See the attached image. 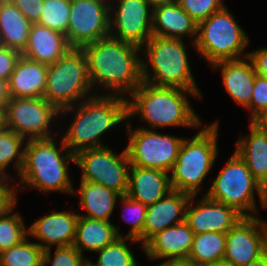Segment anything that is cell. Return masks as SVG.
Returning <instances> with one entry per match:
<instances>
[{"instance_id":"1","label":"cell","mask_w":267,"mask_h":266,"mask_svg":"<svg viewBox=\"0 0 267 266\" xmlns=\"http://www.w3.org/2000/svg\"><path fill=\"white\" fill-rule=\"evenodd\" d=\"M92 87L112 89L115 95L131 94L142 82L139 46L110 36L81 47Z\"/></svg>"},{"instance_id":"2","label":"cell","mask_w":267,"mask_h":266,"mask_svg":"<svg viewBox=\"0 0 267 266\" xmlns=\"http://www.w3.org/2000/svg\"><path fill=\"white\" fill-rule=\"evenodd\" d=\"M81 102L77 109L72 105L60 110L64 116L66 112L76 110L72 124L62 136L64 145L74 155L82 150L104 147L100 136L128 119L124 96L94 94Z\"/></svg>"},{"instance_id":"3","label":"cell","mask_w":267,"mask_h":266,"mask_svg":"<svg viewBox=\"0 0 267 266\" xmlns=\"http://www.w3.org/2000/svg\"><path fill=\"white\" fill-rule=\"evenodd\" d=\"M186 93L198 97L195 91L175 87H160L145 81L127 98L128 118L141 116L150 127L188 126L198 127L203 124L190 106ZM201 124V125H200Z\"/></svg>"},{"instance_id":"4","label":"cell","mask_w":267,"mask_h":266,"mask_svg":"<svg viewBox=\"0 0 267 266\" xmlns=\"http://www.w3.org/2000/svg\"><path fill=\"white\" fill-rule=\"evenodd\" d=\"M61 142L58 149L53 138L26 141L24 165L19 175L22 184L45 193L55 190L75 195L67 164L68 161L75 164V155L67 149L62 138ZM60 151L66 154L61 155Z\"/></svg>"},{"instance_id":"5","label":"cell","mask_w":267,"mask_h":266,"mask_svg":"<svg viewBox=\"0 0 267 266\" xmlns=\"http://www.w3.org/2000/svg\"><path fill=\"white\" fill-rule=\"evenodd\" d=\"M145 47L148 64L141 59L142 81L154 86L195 91L202 96L191 73L182 39L152 36ZM149 65L153 70L152 77L147 72Z\"/></svg>"},{"instance_id":"6","label":"cell","mask_w":267,"mask_h":266,"mask_svg":"<svg viewBox=\"0 0 267 266\" xmlns=\"http://www.w3.org/2000/svg\"><path fill=\"white\" fill-rule=\"evenodd\" d=\"M218 123L201 129L192 139H184L170 176L172 189L196 196L217 157Z\"/></svg>"},{"instance_id":"7","label":"cell","mask_w":267,"mask_h":266,"mask_svg":"<svg viewBox=\"0 0 267 266\" xmlns=\"http://www.w3.org/2000/svg\"><path fill=\"white\" fill-rule=\"evenodd\" d=\"M92 88L87 60L81 48L72 47L58 61L48 65L43 98L59 110L85 100Z\"/></svg>"},{"instance_id":"8","label":"cell","mask_w":267,"mask_h":266,"mask_svg":"<svg viewBox=\"0 0 267 266\" xmlns=\"http://www.w3.org/2000/svg\"><path fill=\"white\" fill-rule=\"evenodd\" d=\"M197 33L194 47L211 66L220 61L239 59L249 41L225 6L199 23Z\"/></svg>"},{"instance_id":"9","label":"cell","mask_w":267,"mask_h":266,"mask_svg":"<svg viewBox=\"0 0 267 266\" xmlns=\"http://www.w3.org/2000/svg\"><path fill=\"white\" fill-rule=\"evenodd\" d=\"M254 190L257 191L262 207L267 208L260 183L234 151L227 165L213 181L206 196L211 200L233 207L244 217H253L251 212H255L257 209Z\"/></svg>"},{"instance_id":"10","label":"cell","mask_w":267,"mask_h":266,"mask_svg":"<svg viewBox=\"0 0 267 266\" xmlns=\"http://www.w3.org/2000/svg\"><path fill=\"white\" fill-rule=\"evenodd\" d=\"M126 152L131 166L171 172L185 138L163 135L150 128L132 130L128 124Z\"/></svg>"},{"instance_id":"11","label":"cell","mask_w":267,"mask_h":266,"mask_svg":"<svg viewBox=\"0 0 267 266\" xmlns=\"http://www.w3.org/2000/svg\"><path fill=\"white\" fill-rule=\"evenodd\" d=\"M75 164L83 170L81 180L126 195L131 167L126 149L121 155L106 146L82 150L75 155Z\"/></svg>"},{"instance_id":"12","label":"cell","mask_w":267,"mask_h":266,"mask_svg":"<svg viewBox=\"0 0 267 266\" xmlns=\"http://www.w3.org/2000/svg\"><path fill=\"white\" fill-rule=\"evenodd\" d=\"M57 115L60 110L44 98L10 97L5 106V127L26 140L52 138L50 123Z\"/></svg>"},{"instance_id":"13","label":"cell","mask_w":267,"mask_h":266,"mask_svg":"<svg viewBox=\"0 0 267 266\" xmlns=\"http://www.w3.org/2000/svg\"><path fill=\"white\" fill-rule=\"evenodd\" d=\"M110 4L107 0H70L67 42L82 46L109 36Z\"/></svg>"},{"instance_id":"14","label":"cell","mask_w":267,"mask_h":266,"mask_svg":"<svg viewBox=\"0 0 267 266\" xmlns=\"http://www.w3.org/2000/svg\"><path fill=\"white\" fill-rule=\"evenodd\" d=\"M266 252L267 221L260 220L257 216L243 217L226 233L223 263L228 266H246Z\"/></svg>"},{"instance_id":"15","label":"cell","mask_w":267,"mask_h":266,"mask_svg":"<svg viewBox=\"0 0 267 266\" xmlns=\"http://www.w3.org/2000/svg\"><path fill=\"white\" fill-rule=\"evenodd\" d=\"M118 3L117 10L113 9L112 3L110 4L109 36L142 48L153 36L152 7L147 0H120ZM111 10L115 12L112 13ZM113 27L117 29L115 32L112 30Z\"/></svg>"},{"instance_id":"16","label":"cell","mask_w":267,"mask_h":266,"mask_svg":"<svg viewBox=\"0 0 267 266\" xmlns=\"http://www.w3.org/2000/svg\"><path fill=\"white\" fill-rule=\"evenodd\" d=\"M191 196L185 212V222L195 235L205 232L227 233L244 216L233 207L209 199L206 195L196 206L191 207Z\"/></svg>"},{"instance_id":"17","label":"cell","mask_w":267,"mask_h":266,"mask_svg":"<svg viewBox=\"0 0 267 266\" xmlns=\"http://www.w3.org/2000/svg\"><path fill=\"white\" fill-rule=\"evenodd\" d=\"M190 197L189 194L172 190L167 196L147 206L143 246L158 232L185 221L186 206Z\"/></svg>"},{"instance_id":"18","label":"cell","mask_w":267,"mask_h":266,"mask_svg":"<svg viewBox=\"0 0 267 266\" xmlns=\"http://www.w3.org/2000/svg\"><path fill=\"white\" fill-rule=\"evenodd\" d=\"M194 235L184 221L158 232L144 245L143 249L149 259L187 260Z\"/></svg>"},{"instance_id":"19","label":"cell","mask_w":267,"mask_h":266,"mask_svg":"<svg viewBox=\"0 0 267 266\" xmlns=\"http://www.w3.org/2000/svg\"><path fill=\"white\" fill-rule=\"evenodd\" d=\"M78 217L79 214L70 211H55L33 223L27 229L28 235L40 240L42 244L38 242L37 244L43 250L51 248V245L54 244L57 247L72 246Z\"/></svg>"},{"instance_id":"20","label":"cell","mask_w":267,"mask_h":266,"mask_svg":"<svg viewBox=\"0 0 267 266\" xmlns=\"http://www.w3.org/2000/svg\"><path fill=\"white\" fill-rule=\"evenodd\" d=\"M247 54H245V60L243 58L226 60L212 65L214 68H221L223 84L228 95L238 105L245 108L250 105L257 75L254 65Z\"/></svg>"},{"instance_id":"21","label":"cell","mask_w":267,"mask_h":266,"mask_svg":"<svg viewBox=\"0 0 267 266\" xmlns=\"http://www.w3.org/2000/svg\"><path fill=\"white\" fill-rule=\"evenodd\" d=\"M130 168L126 195L131 199L149 206L173 190L167 172L136 166Z\"/></svg>"},{"instance_id":"22","label":"cell","mask_w":267,"mask_h":266,"mask_svg":"<svg viewBox=\"0 0 267 266\" xmlns=\"http://www.w3.org/2000/svg\"><path fill=\"white\" fill-rule=\"evenodd\" d=\"M71 48L64 34L33 23L21 55L49 65L58 61Z\"/></svg>"},{"instance_id":"23","label":"cell","mask_w":267,"mask_h":266,"mask_svg":"<svg viewBox=\"0 0 267 266\" xmlns=\"http://www.w3.org/2000/svg\"><path fill=\"white\" fill-rule=\"evenodd\" d=\"M48 65L20 56L9 80L10 97L43 98Z\"/></svg>"},{"instance_id":"24","label":"cell","mask_w":267,"mask_h":266,"mask_svg":"<svg viewBox=\"0 0 267 266\" xmlns=\"http://www.w3.org/2000/svg\"><path fill=\"white\" fill-rule=\"evenodd\" d=\"M152 35L164 38L182 39L185 35L197 39L198 24L182 9L176 1L152 10Z\"/></svg>"},{"instance_id":"25","label":"cell","mask_w":267,"mask_h":266,"mask_svg":"<svg viewBox=\"0 0 267 266\" xmlns=\"http://www.w3.org/2000/svg\"><path fill=\"white\" fill-rule=\"evenodd\" d=\"M118 237H123V235L117 226L111 222L79 216L73 246L81 254L85 250L97 252L114 242Z\"/></svg>"},{"instance_id":"26","label":"cell","mask_w":267,"mask_h":266,"mask_svg":"<svg viewBox=\"0 0 267 266\" xmlns=\"http://www.w3.org/2000/svg\"><path fill=\"white\" fill-rule=\"evenodd\" d=\"M249 135V137H241L237 141L235 152L262 185L267 179V135L252 122H250Z\"/></svg>"},{"instance_id":"27","label":"cell","mask_w":267,"mask_h":266,"mask_svg":"<svg viewBox=\"0 0 267 266\" xmlns=\"http://www.w3.org/2000/svg\"><path fill=\"white\" fill-rule=\"evenodd\" d=\"M31 25L9 0L0 2V45L21 53L26 47Z\"/></svg>"},{"instance_id":"28","label":"cell","mask_w":267,"mask_h":266,"mask_svg":"<svg viewBox=\"0 0 267 266\" xmlns=\"http://www.w3.org/2000/svg\"><path fill=\"white\" fill-rule=\"evenodd\" d=\"M80 206L88 211V215H81L90 219L109 221L114 210L117 198L121 195L102 185L81 180Z\"/></svg>"},{"instance_id":"29","label":"cell","mask_w":267,"mask_h":266,"mask_svg":"<svg viewBox=\"0 0 267 266\" xmlns=\"http://www.w3.org/2000/svg\"><path fill=\"white\" fill-rule=\"evenodd\" d=\"M226 254V233L205 232L194 235L191 252L187 258L195 266L223 263Z\"/></svg>"},{"instance_id":"30","label":"cell","mask_w":267,"mask_h":266,"mask_svg":"<svg viewBox=\"0 0 267 266\" xmlns=\"http://www.w3.org/2000/svg\"><path fill=\"white\" fill-rule=\"evenodd\" d=\"M44 250L24 239L20 244L0 252V266H42Z\"/></svg>"},{"instance_id":"31","label":"cell","mask_w":267,"mask_h":266,"mask_svg":"<svg viewBox=\"0 0 267 266\" xmlns=\"http://www.w3.org/2000/svg\"><path fill=\"white\" fill-rule=\"evenodd\" d=\"M24 139V137L6 127L0 130V173L3 177L8 178V174L4 171L15 158L17 160H15L14 167L20 175L24 165V147L20 152Z\"/></svg>"},{"instance_id":"32","label":"cell","mask_w":267,"mask_h":266,"mask_svg":"<svg viewBox=\"0 0 267 266\" xmlns=\"http://www.w3.org/2000/svg\"><path fill=\"white\" fill-rule=\"evenodd\" d=\"M126 240L138 242V240L127 236L125 238L118 237L114 242L97 251L99 257L96 264L88 259V266H138Z\"/></svg>"},{"instance_id":"33","label":"cell","mask_w":267,"mask_h":266,"mask_svg":"<svg viewBox=\"0 0 267 266\" xmlns=\"http://www.w3.org/2000/svg\"><path fill=\"white\" fill-rule=\"evenodd\" d=\"M16 202L17 200L4 212L0 213V252L20 244L28 236V230L25 229L20 214L16 212L12 215L11 213Z\"/></svg>"},{"instance_id":"34","label":"cell","mask_w":267,"mask_h":266,"mask_svg":"<svg viewBox=\"0 0 267 266\" xmlns=\"http://www.w3.org/2000/svg\"><path fill=\"white\" fill-rule=\"evenodd\" d=\"M70 20V0H44L37 24L60 32L66 36Z\"/></svg>"},{"instance_id":"35","label":"cell","mask_w":267,"mask_h":266,"mask_svg":"<svg viewBox=\"0 0 267 266\" xmlns=\"http://www.w3.org/2000/svg\"><path fill=\"white\" fill-rule=\"evenodd\" d=\"M121 199L122 204H124V209L129 210V214L131 215L130 218L133 219H128L125 218V214H123L124 218L127 223H131L132 227L131 230L129 231L127 237L136 239L140 242H142V248L143 246V228H144V223H145V216H146V210L147 206L143 204L142 202L135 201L131 199L127 195H121L119 197ZM128 215V214H127Z\"/></svg>"},{"instance_id":"36","label":"cell","mask_w":267,"mask_h":266,"mask_svg":"<svg viewBox=\"0 0 267 266\" xmlns=\"http://www.w3.org/2000/svg\"><path fill=\"white\" fill-rule=\"evenodd\" d=\"M87 266L88 259L83 257L73 245L57 247L54 258L51 257V248L44 250L42 266Z\"/></svg>"},{"instance_id":"37","label":"cell","mask_w":267,"mask_h":266,"mask_svg":"<svg viewBox=\"0 0 267 266\" xmlns=\"http://www.w3.org/2000/svg\"><path fill=\"white\" fill-rule=\"evenodd\" d=\"M177 2L197 24L225 6L223 0H177Z\"/></svg>"},{"instance_id":"38","label":"cell","mask_w":267,"mask_h":266,"mask_svg":"<svg viewBox=\"0 0 267 266\" xmlns=\"http://www.w3.org/2000/svg\"><path fill=\"white\" fill-rule=\"evenodd\" d=\"M247 109L251 110L250 112L252 116L250 122L257 118L261 113L267 112V79L264 77L256 75L251 102Z\"/></svg>"},{"instance_id":"39","label":"cell","mask_w":267,"mask_h":266,"mask_svg":"<svg viewBox=\"0 0 267 266\" xmlns=\"http://www.w3.org/2000/svg\"><path fill=\"white\" fill-rule=\"evenodd\" d=\"M21 53L15 49L0 45V77L9 80Z\"/></svg>"},{"instance_id":"40","label":"cell","mask_w":267,"mask_h":266,"mask_svg":"<svg viewBox=\"0 0 267 266\" xmlns=\"http://www.w3.org/2000/svg\"><path fill=\"white\" fill-rule=\"evenodd\" d=\"M33 24L40 19L44 0H9Z\"/></svg>"},{"instance_id":"41","label":"cell","mask_w":267,"mask_h":266,"mask_svg":"<svg viewBox=\"0 0 267 266\" xmlns=\"http://www.w3.org/2000/svg\"><path fill=\"white\" fill-rule=\"evenodd\" d=\"M248 57L251 59L255 73L267 79V48H261L257 51L248 52Z\"/></svg>"},{"instance_id":"42","label":"cell","mask_w":267,"mask_h":266,"mask_svg":"<svg viewBox=\"0 0 267 266\" xmlns=\"http://www.w3.org/2000/svg\"><path fill=\"white\" fill-rule=\"evenodd\" d=\"M8 183H0V213L4 212L16 200V191L9 188Z\"/></svg>"},{"instance_id":"43","label":"cell","mask_w":267,"mask_h":266,"mask_svg":"<svg viewBox=\"0 0 267 266\" xmlns=\"http://www.w3.org/2000/svg\"><path fill=\"white\" fill-rule=\"evenodd\" d=\"M10 100L8 80L0 77V106H6Z\"/></svg>"},{"instance_id":"44","label":"cell","mask_w":267,"mask_h":266,"mask_svg":"<svg viewBox=\"0 0 267 266\" xmlns=\"http://www.w3.org/2000/svg\"><path fill=\"white\" fill-rule=\"evenodd\" d=\"M252 123L267 135V112L261 113Z\"/></svg>"},{"instance_id":"45","label":"cell","mask_w":267,"mask_h":266,"mask_svg":"<svg viewBox=\"0 0 267 266\" xmlns=\"http://www.w3.org/2000/svg\"><path fill=\"white\" fill-rule=\"evenodd\" d=\"M176 1L177 0H147L148 4L152 7V9L162 5L173 4Z\"/></svg>"},{"instance_id":"46","label":"cell","mask_w":267,"mask_h":266,"mask_svg":"<svg viewBox=\"0 0 267 266\" xmlns=\"http://www.w3.org/2000/svg\"><path fill=\"white\" fill-rule=\"evenodd\" d=\"M246 266H267V252L259 259L249 263Z\"/></svg>"},{"instance_id":"47","label":"cell","mask_w":267,"mask_h":266,"mask_svg":"<svg viewBox=\"0 0 267 266\" xmlns=\"http://www.w3.org/2000/svg\"><path fill=\"white\" fill-rule=\"evenodd\" d=\"M169 266H195L188 260H169Z\"/></svg>"},{"instance_id":"48","label":"cell","mask_w":267,"mask_h":266,"mask_svg":"<svg viewBox=\"0 0 267 266\" xmlns=\"http://www.w3.org/2000/svg\"><path fill=\"white\" fill-rule=\"evenodd\" d=\"M5 127V106H0V130Z\"/></svg>"},{"instance_id":"49","label":"cell","mask_w":267,"mask_h":266,"mask_svg":"<svg viewBox=\"0 0 267 266\" xmlns=\"http://www.w3.org/2000/svg\"><path fill=\"white\" fill-rule=\"evenodd\" d=\"M261 190L263 194V199L267 205V179L266 181L261 185Z\"/></svg>"},{"instance_id":"50","label":"cell","mask_w":267,"mask_h":266,"mask_svg":"<svg viewBox=\"0 0 267 266\" xmlns=\"http://www.w3.org/2000/svg\"><path fill=\"white\" fill-rule=\"evenodd\" d=\"M6 182H8V178L3 177V176L1 175V173H0V183H6Z\"/></svg>"},{"instance_id":"51","label":"cell","mask_w":267,"mask_h":266,"mask_svg":"<svg viewBox=\"0 0 267 266\" xmlns=\"http://www.w3.org/2000/svg\"><path fill=\"white\" fill-rule=\"evenodd\" d=\"M140 266V265H139ZM158 266H169V261H164V262H162L160 265H158Z\"/></svg>"},{"instance_id":"52","label":"cell","mask_w":267,"mask_h":266,"mask_svg":"<svg viewBox=\"0 0 267 266\" xmlns=\"http://www.w3.org/2000/svg\"><path fill=\"white\" fill-rule=\"evenodd\" d=\"M207 266H228L227 264L221 263V264H217V265H207Z\"/></svg>"}]
</instances>
